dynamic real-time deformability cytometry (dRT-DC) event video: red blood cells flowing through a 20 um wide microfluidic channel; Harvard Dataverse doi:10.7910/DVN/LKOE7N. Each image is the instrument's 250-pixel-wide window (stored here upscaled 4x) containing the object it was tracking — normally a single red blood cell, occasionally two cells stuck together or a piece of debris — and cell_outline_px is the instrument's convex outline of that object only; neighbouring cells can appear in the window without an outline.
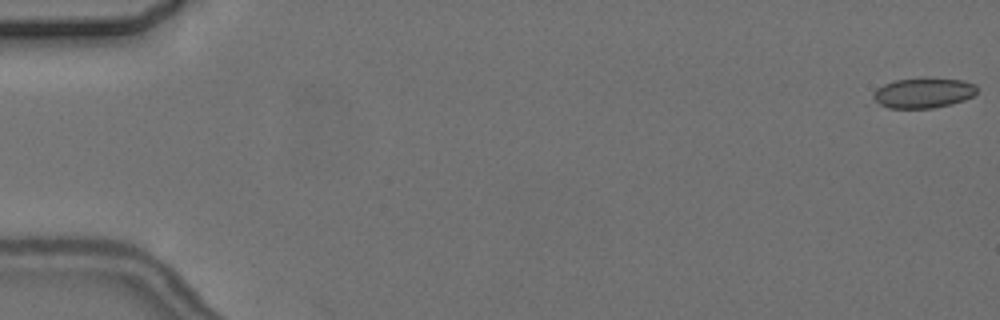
{"species": "common noctule bat (a hibernating species)", "species_latin": "Nyctalus noctula", "temperature_condition": "cold", "stored_images_in_passage": 5, "camera_frame_rate_fps": 3000, "um_per_image_px": 0.085, "animal": {"sex": "female", "body_mass_g": 24.6, "forearm_length_mm": 56.2}, "frame": {"image": 1, "passage_image": 1, "time_ms": 0.0, "image_size_px": [1000, 320], "cell_outline_px": [[976, 92], [972, 96], [964, 100], [952, 104], [932, 108], [888, 108], [880, 104], [872, 96], [872, 92], [876, 88], [884, 84], [896, 80], [928, 76], [964, 80], [976, 84]], "centroid_in_image_um": [78.5, 7.86], "position_along_channel_um": 6.5, "area_um2": 18.67}}
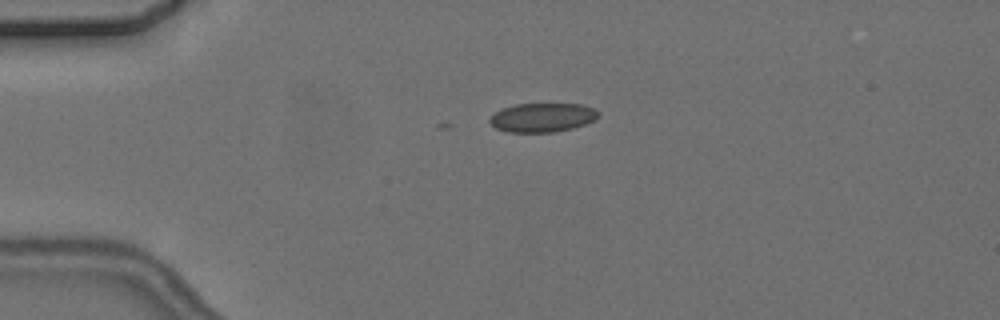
{"frame": {"image": 2, "passage_image": 4, "time_ms": 4.333, "image_size_px": [1000, 320], "cell_outline_px": [[600, 116], [596, 120], [572, 128], [556, 132], [508, 132], [496, 128], [488, 120], [496, 112], [504, 108], [516, 104], [580, 104], [592, 108], [600, 112]], "centroid_in_image_um": [46.14, 9.99], "position_along_channel_um": 38.9, "area_um2": 18.26}}